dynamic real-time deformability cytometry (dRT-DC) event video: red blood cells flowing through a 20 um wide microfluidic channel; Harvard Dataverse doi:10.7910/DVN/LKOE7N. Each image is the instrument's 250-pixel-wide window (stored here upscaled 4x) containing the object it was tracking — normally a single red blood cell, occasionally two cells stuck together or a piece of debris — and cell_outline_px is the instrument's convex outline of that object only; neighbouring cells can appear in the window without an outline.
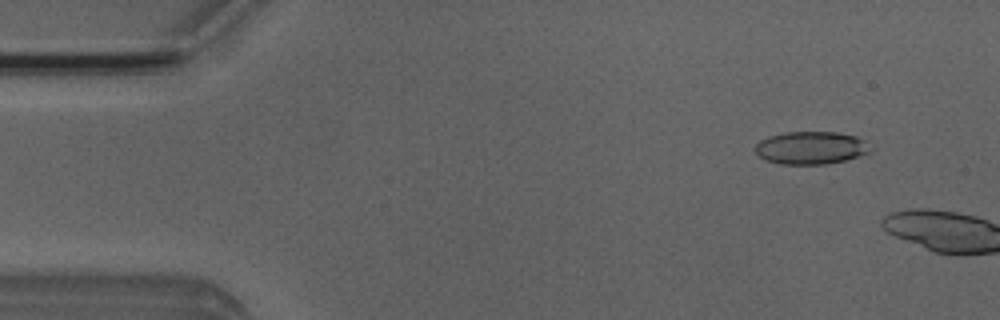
{"species": "Egyptian fruit bat (a non-hibernating species)", "species_latin": "Rousettus aegyptiacus", "temperature_condition": "room temperature", "stored_images_in_passage": 8, "camera_frame_rate_fps": 3000, "um_per_image_px": 0.085, "animal": {"sex": "male"}, "frame": {"image": 1, "passage_image": 5, "time_ms": 1.333, "image_size_px": [1000, 320], "cell_outline_px": [[872, 152], [844, 160], [824, 164], [780, 164], [764, 160], [756, 152], [756, 144], [760, 140], [768, 136], [784, 132], [840, 132], [856, 136], [864, 140]], "centroid_in_image_um": [68.91, 12.56], "position_along_channel_um": 16.1, "area_um2": 21.96}}